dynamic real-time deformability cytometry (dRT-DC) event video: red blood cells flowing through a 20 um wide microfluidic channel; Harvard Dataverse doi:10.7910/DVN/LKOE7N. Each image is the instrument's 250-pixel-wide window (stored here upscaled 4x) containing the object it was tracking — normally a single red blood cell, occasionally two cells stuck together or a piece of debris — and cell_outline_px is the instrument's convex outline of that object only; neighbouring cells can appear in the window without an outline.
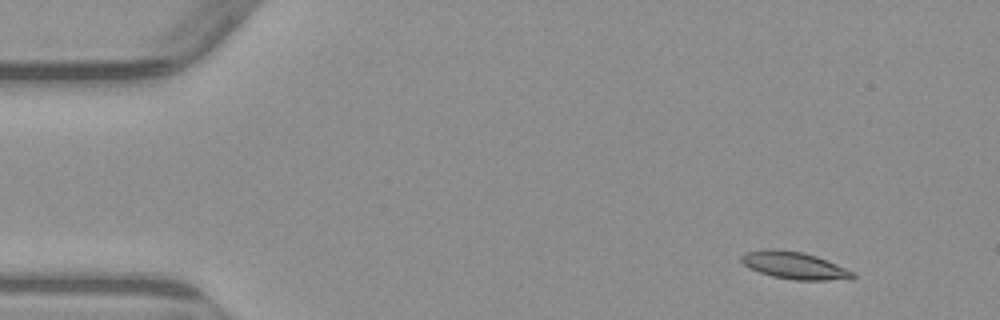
{"species": "common noctule bat (a hibernating species)", "species_latin": "Nyctalus noctula", "temperature_condition": "warm", "stored_images_in_passage": 6, "camera_frame_rate_fps": 3000, "um_per_image_px": 0.085, "animal": {"sex": "male", "body_mass_g": 23.1, "forearm_length_mm": 52.7}, "frame": {"image": 1, "passage_image": 2, "time_ms": 1.333, "image_size_px": [1000, 320], "cell_outline_px": [[856, 276], [852, 280], [792, 280], [772, 276], [748, 268], [740, 260], [740, 256], [744, 252], [764, 248], [776, 248], [800, 252], [816, 256], [856, 272]], "centroid_in_image_um": [67.52, 22.56], "position_along_channel_um": 17.5, "area_um2": 18.03}}
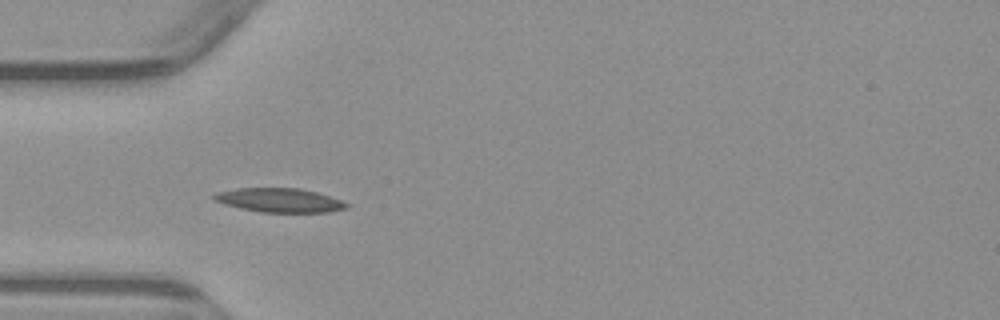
{"frame": {"image": 2, "passage_image": 5, "time_ms": 5.0, "image_size_px": [1000, 320], "cell_outline_px": [[352, 204], [348, 208], [328, 212], [260, 212], [240, 208], [224, 204], [212, 200], [212, 196], [216, 192], [236, 188], [300, 188], [316, 192]], "centroid_in_image_um": [23.74, 17.02], "position_along_channel_um": 61.3, "area_um2": 18.67}}
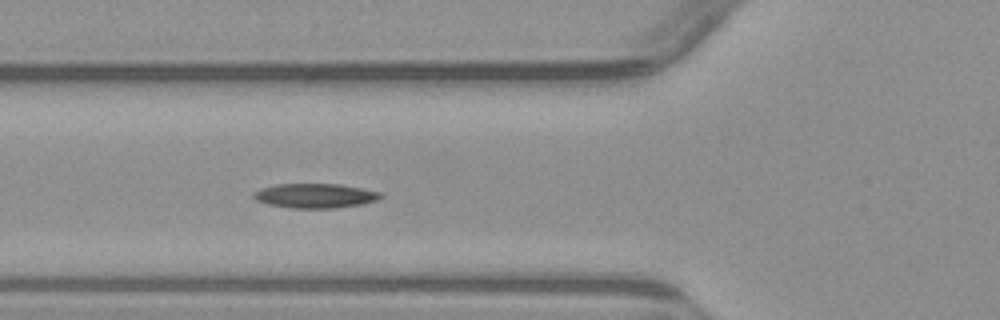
{"frame": {"image": 3, "passage_image": 6, "time_ms": 6.0, "image_size_px": [1000, 320], "cell_outline_px": [[384, 196], [376, 200], [360, 204], [336, 208], [292, 208], [268, 204], [256, 200], [252, 196], [252, 192], [260, 188], [276, 184], [340, 184], [380, 192]], "centroid_in_image_um": [26.74, 16.63], "position_along_channel_um": 99.1, "area_um2": 18.09}}